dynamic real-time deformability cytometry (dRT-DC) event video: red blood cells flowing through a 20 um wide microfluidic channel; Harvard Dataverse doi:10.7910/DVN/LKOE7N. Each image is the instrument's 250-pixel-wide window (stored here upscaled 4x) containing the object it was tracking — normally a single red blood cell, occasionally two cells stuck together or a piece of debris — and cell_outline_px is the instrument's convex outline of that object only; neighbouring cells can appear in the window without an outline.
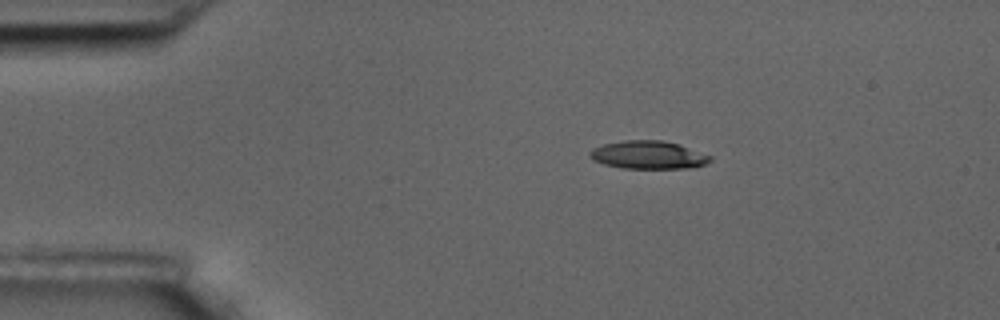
{"species": "common noctule bat (a hibernating species)", "species_latin": "Nyctalus noctula", "temperature_condition": "room temperature", "stored_images_in_passage": 6, "camera_frame_rate_fps": 3000, "um_per_image_px": 0.085, "animal": {"sex": "male", "body_mass_g": 17.5, "forearm_length_mm": 52.3}, "frame": {"image": 1, "passage_image": 1, "time_ms": 0.0, "image_size_px": [1000, 320], "cell_outline_px": [[712, 160], [704, 164], [692, 168], [624, 168], [604, 164], [592, 160], [588, 156], [588, 152], [592, 148], [604, 144], [624, 140], [660, 140], [680, 144], [712, 156]], "centroid_in_image_um": [55.09, 13.16], "position_along_channel_um": 29.9, "area_um2": 19.77}}
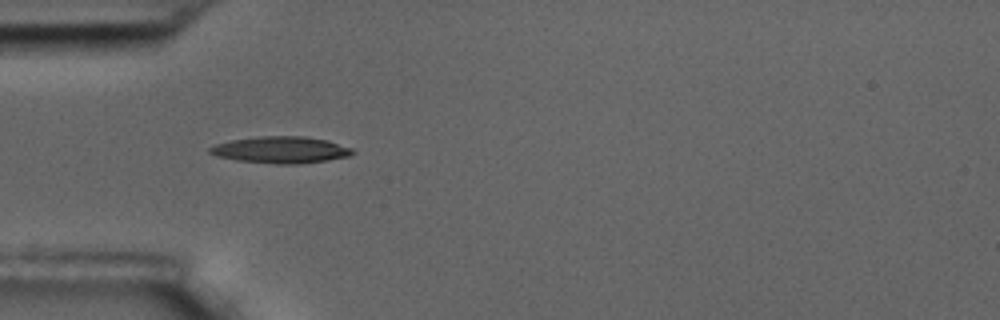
{"frame": {"image": 2, "passage_image": 3, "time_ms": 0.667, "image_size_px": [1000, 320], "cell_outline_px": [[356, 152], [348, 156], [328, 160], [300, 164], [276, 164], [236, 160], [216, 156], [208, 152], [208, 148], [216, 144], [232, 140], [260, 136], [304, 136], [328, 140], [352, 148]], "centroid_in_image_um": [23.88, 12.74], "position_along_channel_um": 61.1, "area_um2": 22.25}}
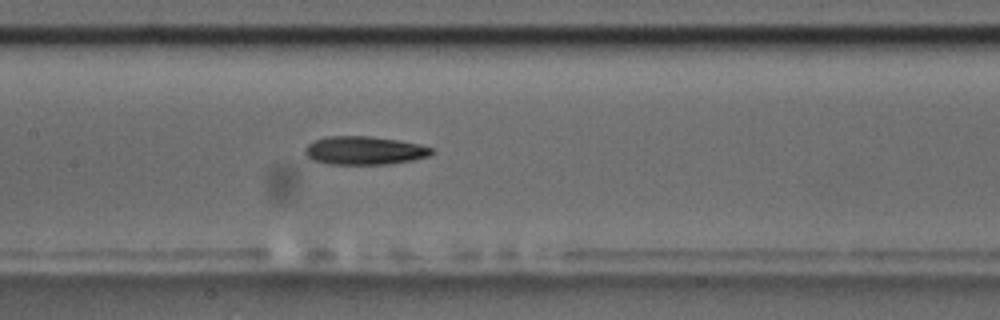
{"frame": {"image": 3, "passage_image": 6, "time_ms": 1.667, "image_size_px": [1000, 320], "cell_outline_px": [[436, 152], [428, 156], [412, 160], [388, 164], [328, 164], [312, 160], [304, 156], [304, 148], [308, 144], [316, 140], [328, 136], [368, 136], [396, 140], [420, 144], [436, 148]], "centroid_in_image_um": [30.98, 12.8], "position_along_channel_um": 176.4, "area_um2": 21.1}}